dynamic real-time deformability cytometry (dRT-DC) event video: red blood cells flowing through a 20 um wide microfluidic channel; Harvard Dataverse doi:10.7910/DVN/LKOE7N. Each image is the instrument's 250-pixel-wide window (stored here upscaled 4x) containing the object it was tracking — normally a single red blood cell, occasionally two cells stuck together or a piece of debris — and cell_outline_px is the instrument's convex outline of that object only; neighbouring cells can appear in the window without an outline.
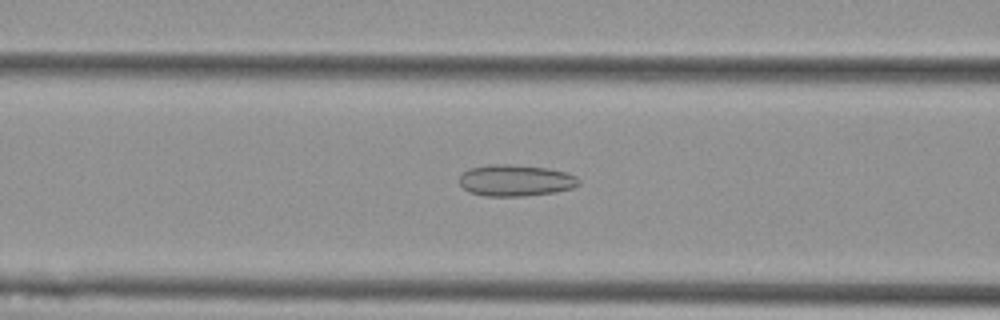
{"species": "Egyptian fruit bat (a non-hibernating species)", "species_latin": "Rousettus aegyptiacus", "temperature_condition": "cold", "stored_images_in_passage": 56, "camera_frame_rate_fps": 3000, "um_per_image_px": 0.085, "animal": {"sex": "female"}, "frame": {"image": 1, "passage_image": 23, "time_ms": 7.333, "image_size_px": [1000, 320], "cell_outline_px": [[580, 184], [572, 188], [556, 192], [524, 196], [484, 196], [468, 192], [460, 184], [460, 176], [468, 168], [488, 164], [508, 164], [548, 168], [564, 172], [576, 176], [580, 180]], "centroid_in_image_um": [43.81, 15.34], "position_along_channel_um": 122.8, "area_um2": 22.02}}
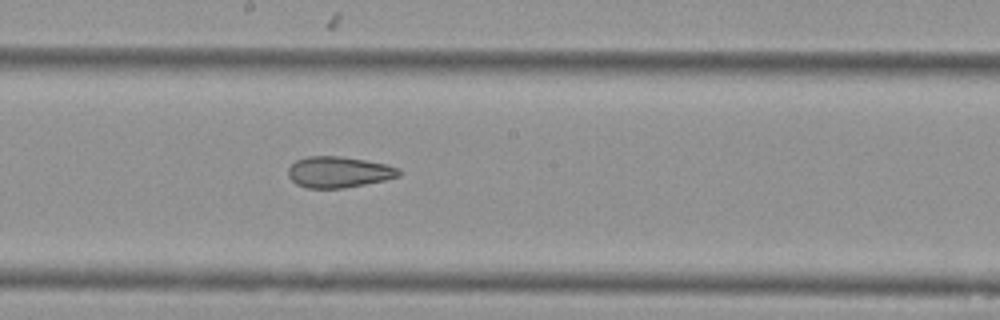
{"frame": {"image": 2, "passage_image": 31, "time_ms": 10.0, "image_size_px": [1000, 320], "cell_outline_px": [[400, 176], [384, 180], [344, 188], [308, 188], [296, 184], [288, 176], [288, 168], [296, 160], [308, 156], [340, 156], [364, 160], [384, 164], [400, 168]], "centroid_in_image_um": [28.77, 14.62], "position_along_channel_um": 219.4, "area_um2": 19.94}}
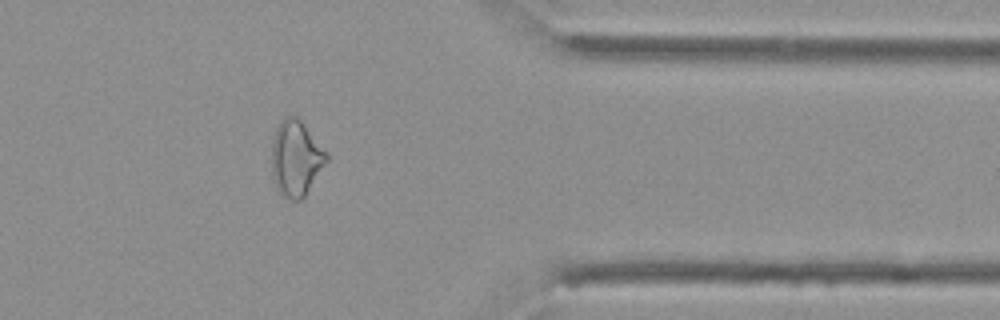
{"frame": {"image": 3, "passage_image": 46, "time_ms": 15.0, "image_size_px": [1000, 320], "cell_outline_px": [[328, 160], [304, 196], [300, 200], [292, 200], [284, 196], [276, 188], [272, 180], [272, 144], [276, 128], [280, 120], [288, 116], [296, 116], [300, 120], [328, 152]], "centroid_in_image_um": [25.15, 13.45], "position_along_channel_um": 386.3, "area_um2": 24.04}, "authors_computed_cell_mechanics": {"area_um2": 24.6806, "velocity_mm_per_s": 3.638, "shape_relaxation_time_tau1_ms": null, "shape_relaxation_time_tau2_ms": 2.2901, "deformation_change_tau1": null, "deformation_change_tau2": 0.0977}}